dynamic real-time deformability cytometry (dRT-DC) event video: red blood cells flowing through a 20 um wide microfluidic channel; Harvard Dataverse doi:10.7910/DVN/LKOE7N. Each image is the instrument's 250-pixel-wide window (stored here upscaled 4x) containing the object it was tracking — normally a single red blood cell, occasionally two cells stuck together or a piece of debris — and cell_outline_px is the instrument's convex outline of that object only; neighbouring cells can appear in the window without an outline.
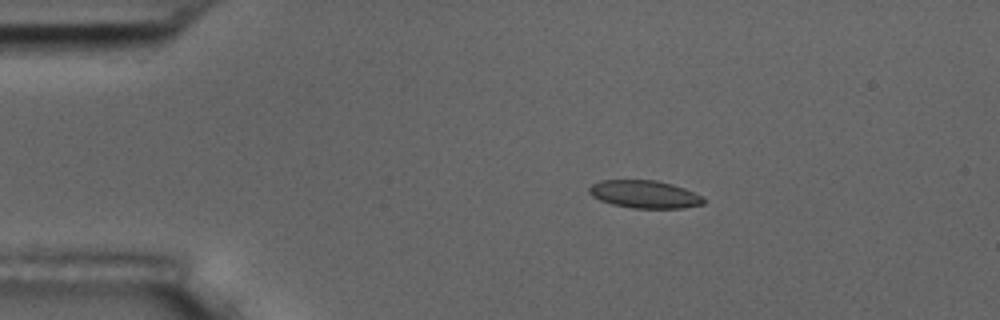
{"species": "common noctule bat (a hibernating species)", "species_latin": "Nyctalus noctula", "temperature_condition": "room temperature", "stored_images_in_passage": 9, "camera_frame_rate_fps": 3000, "um_per_image_px": 0.085, "animal": {"sex": "male", "body_mass_g": 17.5, "forearm_length_mm": 52.3}, "frame": {"image": 1, "passage_image": 4, "time_ms": 3.333, "image_size_px": [1000, 320], "cell_outline_px": [[704, 204], [684, 208], [632, 208], [612, 204], [600, 200], [592, 196], [588, 192], [588, 188], [592, 184], [600, 180], [656, 180], [672, 184], [684, 188], [704, 196]], "centroid_in_image_um": [54.79, 16.51], "position_along_channel_um": 30.2, "area_um2": 18.61}}
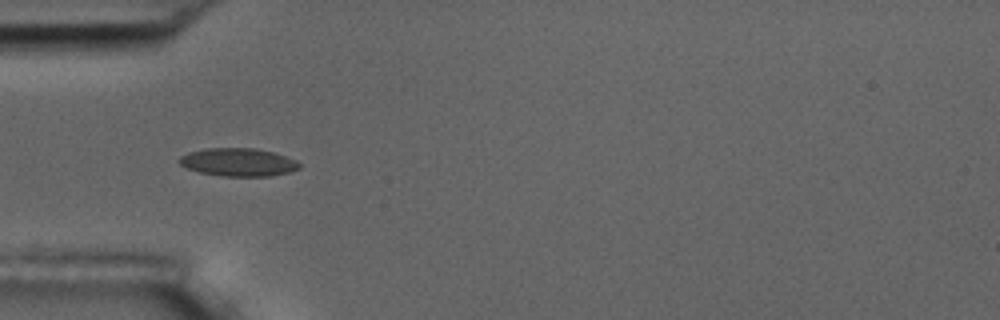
{"frame": {"image": 2, "passage_image": 6, "time_ms": 5.667, "image_size_px": [1000, 320], "cell_outline_px": [[300, 168], [288, 172], [272, 176], [220, 176], [200, 172], [188, 168], [180, 164], [176, 160], [180, 156], [188, 152], [204, 148], [256, 148], [272, 152], [296, 160], [300, 164]], "centroid_in_image_um": [20.22, 13.78], "position_along_channel_um": 64.8, "area_um2": 19.65}}
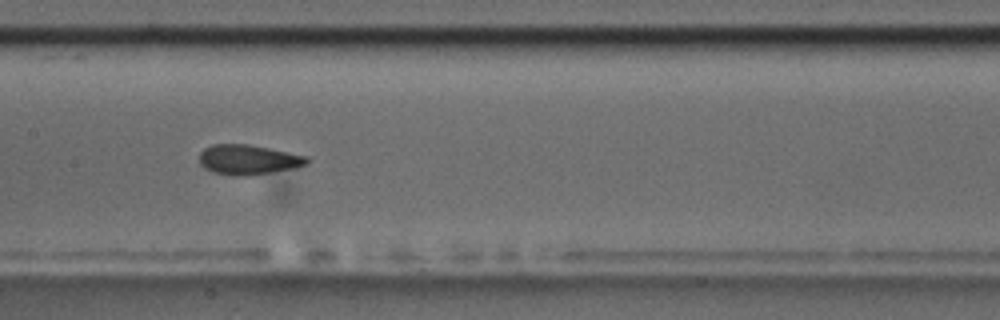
{"frame": {"image": 3, "passage_image": 9, "time_ms": 9.0, "image_size_px": [1000, 320], "cell_outline_px": [[312, 160], [308, 164], [292, 168], [244, 176], [236, 176], [212, 172], [204, 168], [200, 164], [200, 152], [204, 148], [212, 144], [248, 144], [308, 156]], "centroid_in_image_um": [21.09, 13.56], "position_along_channel_um": 186.3, "area_um2": 18.67}}